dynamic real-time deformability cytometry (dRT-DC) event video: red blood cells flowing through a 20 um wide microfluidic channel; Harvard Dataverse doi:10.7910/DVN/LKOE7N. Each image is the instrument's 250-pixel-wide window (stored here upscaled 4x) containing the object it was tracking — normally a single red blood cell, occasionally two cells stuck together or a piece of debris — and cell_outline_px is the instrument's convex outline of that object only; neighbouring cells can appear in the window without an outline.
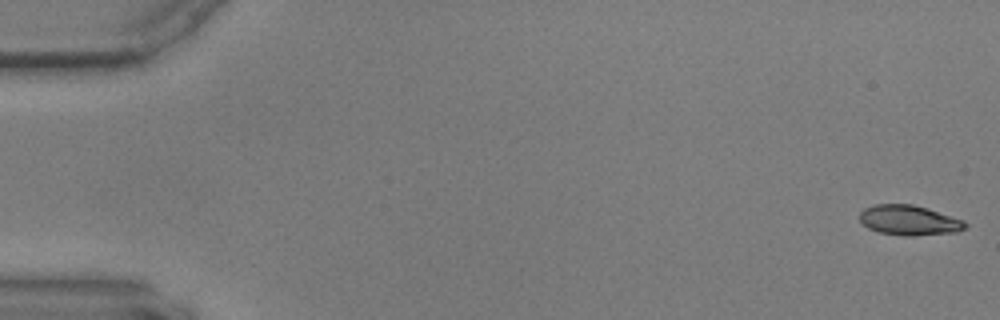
{"species": "common noctule bat (a hibernating species)", "species_latin": "Nyctalus noctula", "temperature_condition": "warm", "stored_images_in_passage": 17, "camera_frame_rate_fps": 3000, "um_per_image_px": 0.085, "animal": {"sex": "male", "body_mass_g": 17.9, "forearm_length_mm": 54.2}, "frame": {"image": 1, "passage_image": 1, "time_ms": 0.0, "image_size_px": [1000, 320], "cell_outline_px": [[968, 228], [956, 232], [912, 236], [904, 236], [880, 232], [868, 228], [860, 220], [860, 212], [864, 208], [872, 204], [912, 204], [928, 208], [964, 220], [968, 224]], "centroid_in_image_um": [77.3, 18.72], "position_along_channel_um": 7.7, "area_um2": 18.61}}
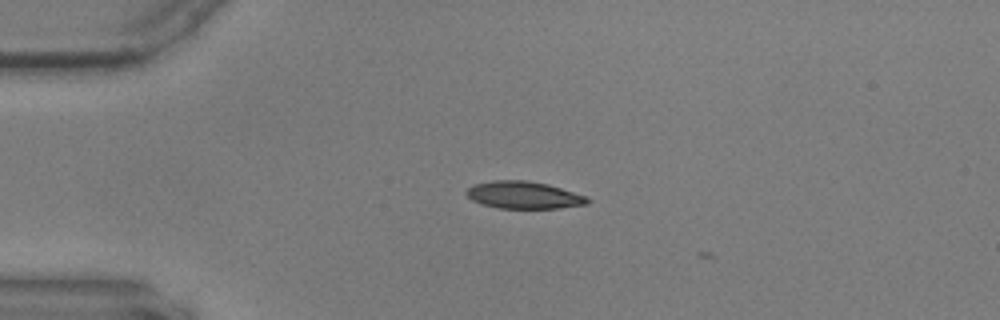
{"frame": {"image": 2, "passage_image": 14, "time_ms": 4.333, "image_size_px": [1000, 320], "cell_outline_px": [[592, 200], [588, 204], [560, 208], [496, 208], [480, 204], [472, 200], [464, 192], [468, 188], [476, 184], [492, 180], [524, 180], [548, 184], [588, 196]], "centroid_in_image_um": [44.54, 16.58], "position_along_channel_um": 40.5, "area_um2": 19.42}}